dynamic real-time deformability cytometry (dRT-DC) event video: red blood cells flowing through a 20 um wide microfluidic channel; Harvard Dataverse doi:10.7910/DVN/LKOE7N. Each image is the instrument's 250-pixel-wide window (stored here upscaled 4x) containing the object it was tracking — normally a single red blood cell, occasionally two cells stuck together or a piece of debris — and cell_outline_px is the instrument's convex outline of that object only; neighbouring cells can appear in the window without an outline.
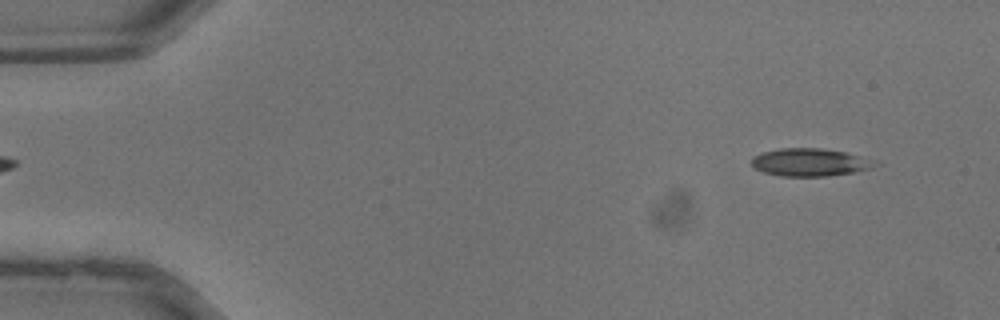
{"species": "common noctule bat (a hibernating species)", "species_latin": "Nyctalus noctula", "temperature_condition": "warm", "stored_images_in_passage": 36, "camera_frame_rate_fps": 3000, "um_per_image_px": 0.085, "animal": {"sex": "male", "body_mass_g": 13.3}, "frame": {"image": 1, "passage_image": 3, "time_ms": 0.667, "image_size_px": [1000, 320], "cell_outline_px": [[876, 164], [872, 168], [852, 172], [828, 176], [780, 176], [764, 172], [756, 168], [752, 164], [752, 156], [764, 152], [780, 148], [820, 148], [848, 152], [876, 160]], "centroid_in_image_um": [68.87, 13.79], "position_along_channel_um": 16.1, "area_um2": 19.94}}
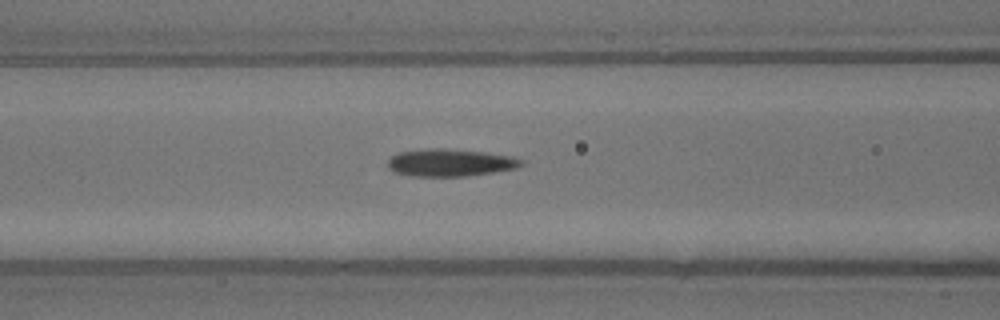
{"frame": {"image": 2, "passage_image": 15, "time_ms": 4.667, "image_size_px": [1000, 320], "cell_outline_px": [[524, 164], [516, 168], [492, 172], [464, 176], [408, 176], [392, 172], [388, 168], [388, 160], [392, 156], [400, 152], [428, 148], [444, 148], [484, 152], [512, 156], [524, 160]], "centroid_in_image_um": [38.24, 13.82], "position_along_channel_um": 128.4, "area_um2": 21.39}}
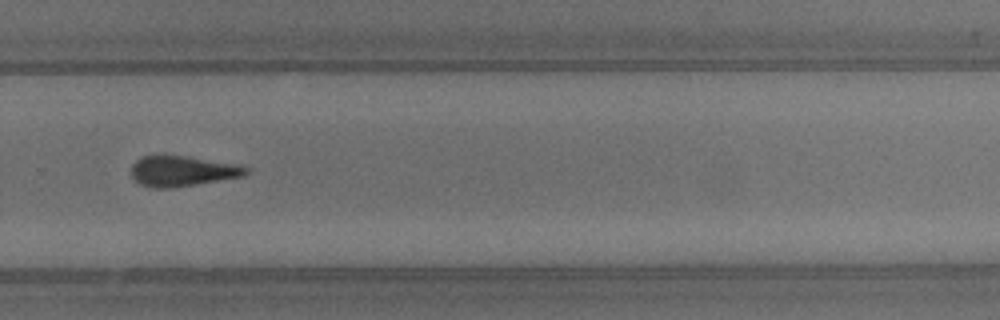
{"frame": {"image": 3, "passage_image": 25, "time_ms": 8.0, "image_size_px": [1000, 320], "cell_outline_px": [[252, 168], [244, 176], [172, 188], [152, 188], [140, 184], [132, 176], [132, 164], [136, 160], [144, 156], [188, 156], [244, 164]], "centroid_in_image_um": [15.6, 14.53], "position_along_channel_um": 314.2, "area_um2": 20.58}}